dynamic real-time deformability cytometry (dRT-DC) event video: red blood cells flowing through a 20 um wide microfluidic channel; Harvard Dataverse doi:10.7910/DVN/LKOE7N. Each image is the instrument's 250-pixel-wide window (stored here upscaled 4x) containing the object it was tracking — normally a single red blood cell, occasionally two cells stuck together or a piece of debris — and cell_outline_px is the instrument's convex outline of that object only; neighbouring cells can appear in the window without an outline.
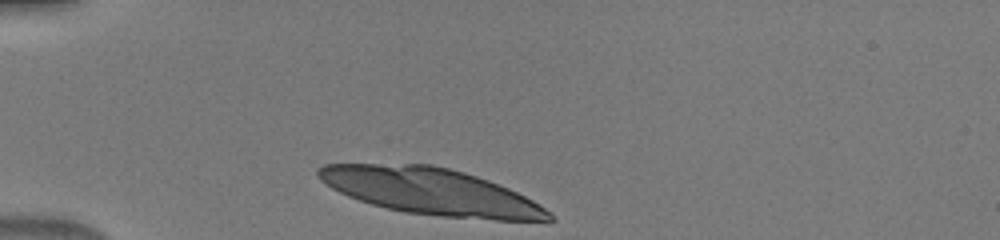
{"species": "human", "species_latin": "Homo sapiens", "temperature_condition": "warm", "stored_images_in_passage": 32, "camera_frame_rate_fps": 3000, "um_per_image_px": 0.085, "donor": {"sex": "male"}, "frame": {"image": 1, "passage_image": 1, "time_ms": 0.0, "image_size_px": [1000, 240], "cell_outline_px": [[556, 220], [548, 224], [440, 216], [404, 212], [372, 204], [348, 196], [332, 188], [320, 180], [316, 176], [316, 168], [324, 164], [432, 164], [464, 172], [488, 180], [508, 188], [532, 200], [552, 212]], "centroid_in_image_um": [36.74, 16.31], "position_along_channel_um": 48.3, "area_um2": 63.06}}